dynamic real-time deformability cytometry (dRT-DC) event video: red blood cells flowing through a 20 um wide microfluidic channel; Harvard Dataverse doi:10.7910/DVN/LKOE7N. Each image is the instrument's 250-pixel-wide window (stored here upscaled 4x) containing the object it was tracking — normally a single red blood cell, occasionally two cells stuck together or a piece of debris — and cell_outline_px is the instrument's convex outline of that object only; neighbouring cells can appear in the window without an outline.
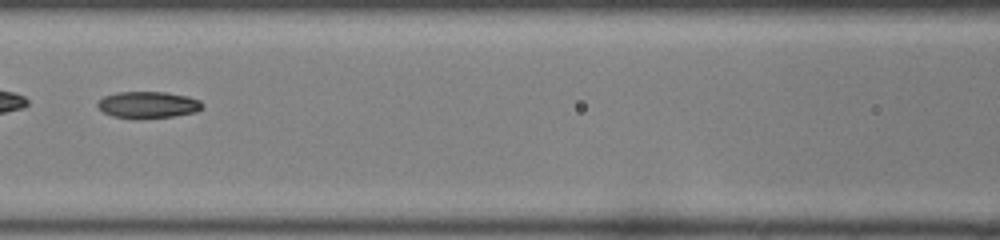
{"species": "common noctule bat (a hibernating species)", "species_latin": "Nyctalus noctula", "temperature_condition": "room temperature", "stored_images_in_passage": 36, "segment_of_instrument_passage": [2, 2], "camera_frame_rate_fps": 3000, "um_per_image_px": 0.085, "animal": {"sex": "female", "body_mass_g": 22.0, "forearm_length_mm": 56.7}, "frame": {"image": 1, "passage_image": 11, "time_ms": 3.333, "image_size_px": [1000, 240], "cell_outline_px": [[204, 108], [196, 112], [172, 116], [112, 116], [104, 112], [96, 104], [104, 96], [116, 92], [164, 92], [188, 96], [200, 100], [204, 104]], "centroid_in_image_um": [12.64, 8.86], "position_along_channel_um": 154.0, "area_um2": 15.66}}